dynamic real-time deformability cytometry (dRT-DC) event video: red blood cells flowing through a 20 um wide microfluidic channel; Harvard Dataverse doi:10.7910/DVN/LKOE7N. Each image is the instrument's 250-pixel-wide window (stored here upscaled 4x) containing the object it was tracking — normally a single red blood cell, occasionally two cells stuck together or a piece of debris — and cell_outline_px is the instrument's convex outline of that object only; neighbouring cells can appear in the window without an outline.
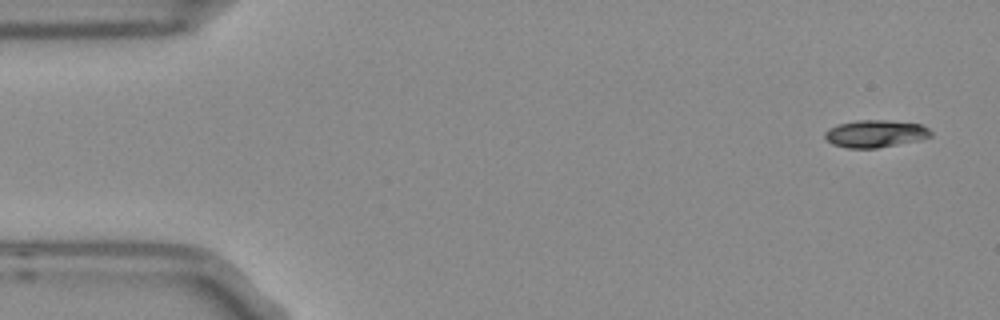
{"species": "Egyptian fruit bat (a non-hibernating species)", "species_latin": "Rousettus aegyptiacus", "temperature_condition": "room temperature", "stored_images_in_passage": 5, "camera_frame_rate_fps": 3000, "um_per_image_px": 0.085, "frame": {"image": 1, "passage_image": 1, "time_ms": 0.0, "image_size_px": [1000, 320], "cell_outline_px": [[932, 136], [920, 140], [876, 148], [848, 148], [832, 144], [824, 136], [824, 132], [828, 128], [840, 124], [856, 120], [884, 120], [920, 124], [928, 128], [932, 132]], "centroid_in_image_um": [74.4, 11.36], "position_along_channel_um": 10.6, "area_um2": 16.82}}
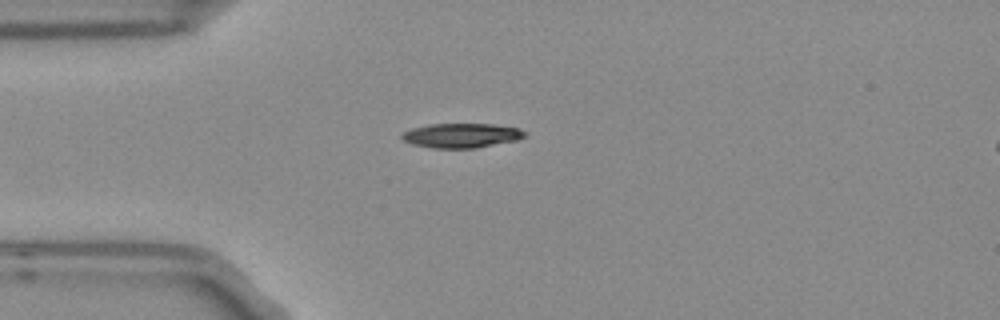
{"frame": {"image": 2, "passage_image": 4, "time_ms": 1.0, "image_size_px": [1000, 320], "cell_outline_px": [[528, 136], [516, 140], [476, 148], [432, 148], [412, 144], [404, 140], [400, 136], [404, 132], [412, 128], [428, 124], [492, 124], [520, 128], [528, 132]], "centroid_in_image_um": [39.27, 11.51], "position_along_channel_um": 45.7, "area_um2": 17.63}}